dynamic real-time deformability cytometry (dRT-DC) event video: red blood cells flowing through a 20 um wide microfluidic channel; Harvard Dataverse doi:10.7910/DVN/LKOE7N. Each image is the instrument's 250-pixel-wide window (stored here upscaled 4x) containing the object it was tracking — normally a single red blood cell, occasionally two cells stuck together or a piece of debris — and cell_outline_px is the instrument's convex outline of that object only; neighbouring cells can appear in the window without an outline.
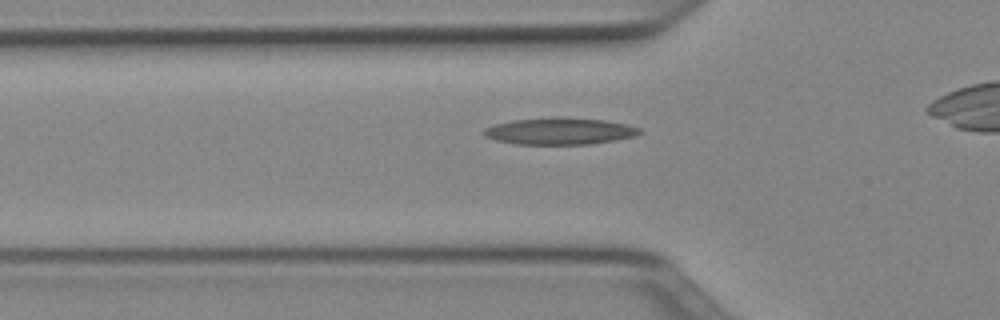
{"species": "Egyptian fruit bat (a non-hibernating species)", "species_latin": "Rousettus aegyptiacus", "temperature_condition": "cold", "stored_images_in_passage": 37, "camera_frame_rate_fps": 3000, "um_per_image_px": 0.085, "animal": {"sex": "female"}, "frame": {"image": 1, "passage_image": 12, "time_ms": 3.667, "image_size_px": [1000, 320], "cell_outline_px": [[644, 132], [636, 136], [616, 140], [592, 144], [516, 144], [496, 140], [484, 136], [480, 132], [484, 128], [496, 124], [512, 120], [552, 116], [560, 116], [604, 120], [628, 124], [640, 128]], "centroid_in_image_um": [47.59, 11.13], "position_along_channel_um": 78.2, "area_um2": 24.8}}
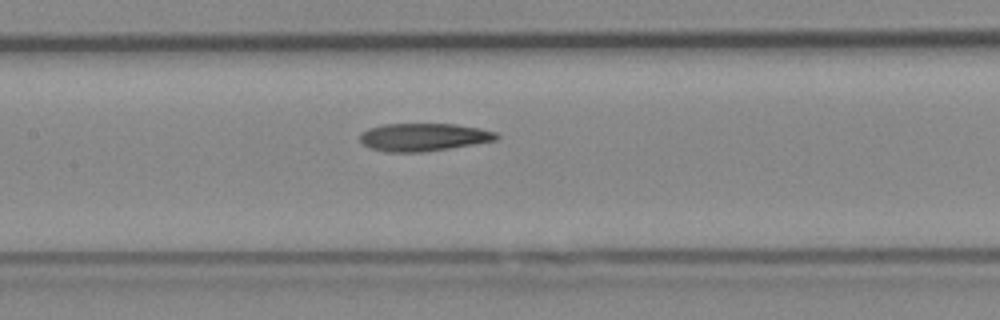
{"frame": {"image": 2, "passage_image": 19, "time_ms": 6.0, "image_size_px": [1000, 320], "cell_outline_px": [[500, 136], [496, 140], [476, 144], [420, 152], [384, 152], [372, 148], [364, 144], [360, 140], [360, 136], [368, 128], [384, 124], [456, 124], [480, 128], [496, 132]], "centroid_in_image_um": [36.03, 11.65], "position_along_channel_um": 171.4, "area_um2": 22.02}}
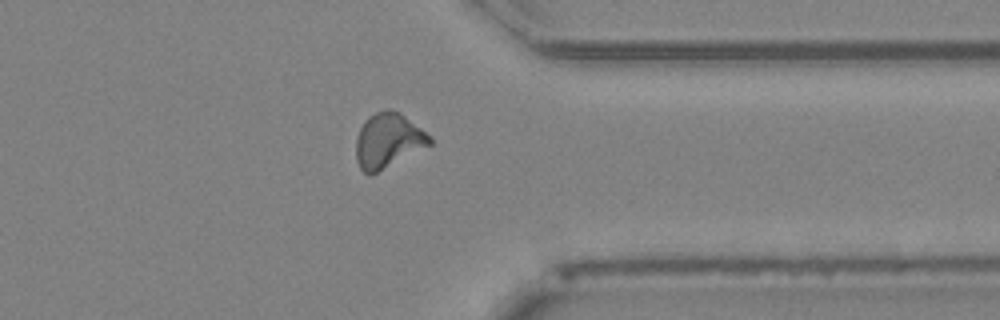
{"frame": {"image": 3, "passage_image": 35, "time_ms": 11.333, "image_size_px": [1000, 320], "cell_outline_px": [[432, 144], [372, 176], [368, 176], [360, 168], [356, 160], [356, 136], [364, 120], [368, 116], [376, 112], [388, 108], [400, 112], [420, 128], [432, 140]], "centroid_in_image_um": [32.95, 11.97], "position_along_channel_um": 378.5, "area_um2": 23.7}}